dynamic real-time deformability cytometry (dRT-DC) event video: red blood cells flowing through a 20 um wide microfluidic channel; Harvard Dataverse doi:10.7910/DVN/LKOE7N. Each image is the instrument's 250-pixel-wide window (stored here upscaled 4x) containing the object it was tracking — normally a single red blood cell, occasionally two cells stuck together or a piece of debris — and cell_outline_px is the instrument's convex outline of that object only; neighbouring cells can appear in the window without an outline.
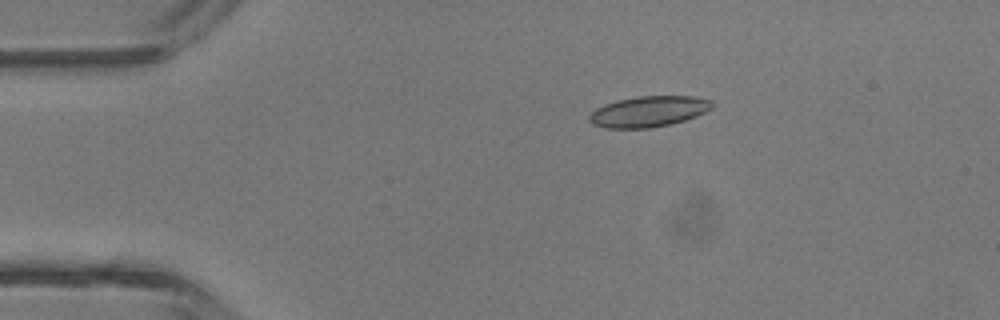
{"species": "common noctule bat (a hibernating species)", "species_latin": "Nyctalus noctula", "temperature_condition": "room temperature", "stored_images_in_passage": 5, "camera_frame_rate_fps": 3000, "um_per_image_px": 0.085, "animal": {"sex": "male", "body_mass_g": 13.3}, "frame": {"image": 1, "passage_image": 5, "time_ms": 4.667, "image_size_px": [1000, 320], "cell_outline_px": [[712, 108], [696, 116], [672, 124], [648, 128], [604, 128], [592, 124], [588, 120], [588, 116], [596, 108], [604, 104], [616, 100], [640, 96], [696, 96], [712, 100]], "centroid_in_image_um": [55.11, 9.47], "position_along_channel_um": 29.9, "area_um2": 22.14}}